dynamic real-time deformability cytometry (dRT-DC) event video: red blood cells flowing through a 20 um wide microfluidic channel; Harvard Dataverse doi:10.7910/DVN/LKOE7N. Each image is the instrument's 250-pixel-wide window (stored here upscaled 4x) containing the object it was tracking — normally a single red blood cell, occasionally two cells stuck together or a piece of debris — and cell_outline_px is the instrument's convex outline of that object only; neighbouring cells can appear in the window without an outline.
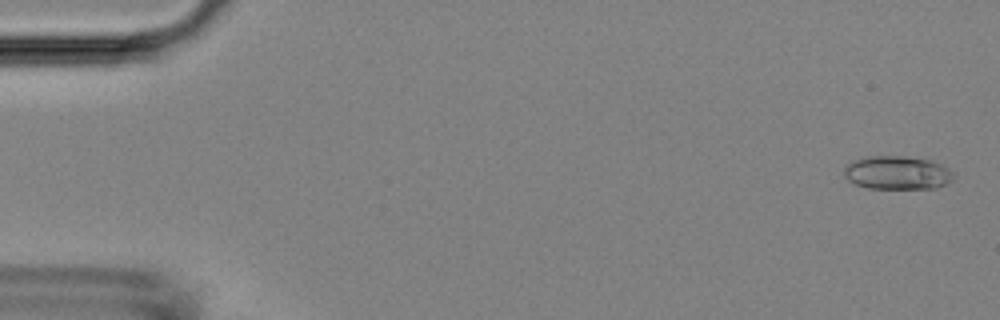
{"species": "Egyptian fruit bat (a non-hibernating species)", "species_latin": "Rousettus aegyptiacus", "temperature_condition": "room temperature", "stored_images_in_passage": 53, "camera_frame_rate_fps": 3000, "um_per_image_px": 0.085, "animal": {"sex": "female"}, "frame": {"image": 1, "passage_image": 2, "time_ms": 0.333, "image_size_px": [1000, 320], "cell_outline_px": [[956, 176], [948, 184], [936, 188], [868, 188], [856, 184], [848, 180], [844, 176], [844, 168], [852, 160], [864, 156], [904, 156], [932, 160], [948, 168]], "centroid_in_image_um": [76.28, 14.67], "position_along_channel_um": 8.7, "area_um2": 21.56}}
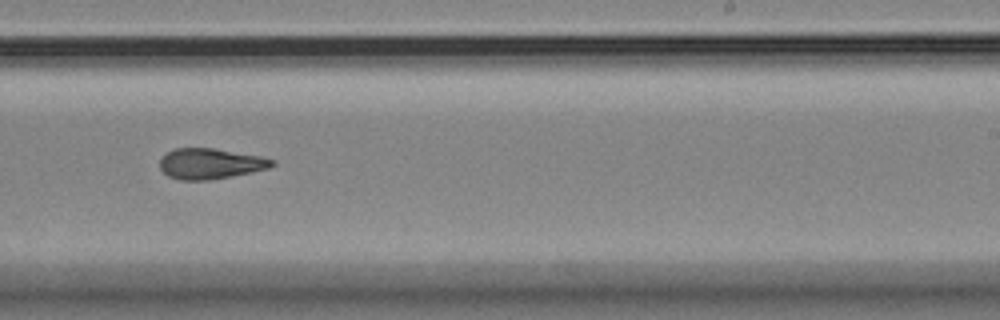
{"frame": {"image": 2, "passage_image": 33, "time_ms": 10.667, "image_size_px": [1000, 320], "cell_outline_px": [[276, 164], [268, 168], [252, 172], [232, 176], [208, 180], [180, 180], [168, 176], [160, 168], [160, 156], [176, 148], [212, 148], [260, 156], [276, 160]], "centroid_in_image_um": [17.88, 13.91], "position_along_channel_um": 271.1, "area_um2": 20.0}}
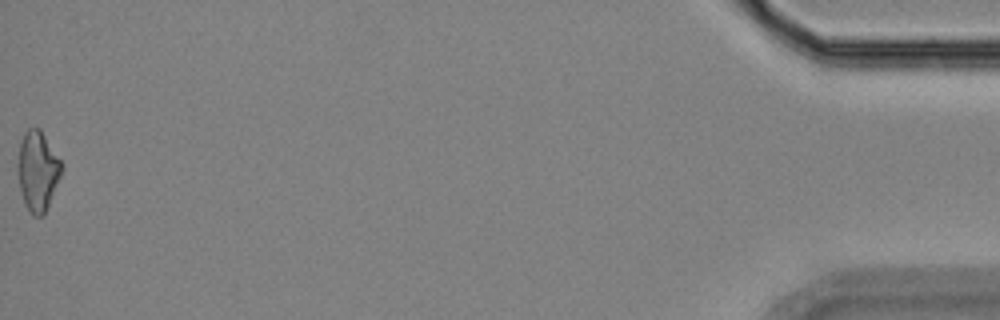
{"frame": {"image": 3, "passage_image": 53, "time_ms": 17.333, "image_size_px": [1000, 320], "cell_outline_px": [[64, 168], [48, 204], [44, 212], [40, 216], [32, 216], [24, 204], [16, 172], [16, 164], [20, 144], [24, 132], [28, 128], [40, 128], [64, 164]], "centroid_in_image_um": [3.19, 14.5], "position_along_channel_um": 432.0, "area_um2": 20.58}, "authors_computed_cell_mechanics": {"area_um2": 20.2878, "velocity_mm_per_s": 3.8307, "shape_relaxation_time_tau1_ms": null, "shape_relaxation_time_tau2_ms": 3.1445, "deformation_change_tau1": null, "deformation_change_tau2": 0.1147}}